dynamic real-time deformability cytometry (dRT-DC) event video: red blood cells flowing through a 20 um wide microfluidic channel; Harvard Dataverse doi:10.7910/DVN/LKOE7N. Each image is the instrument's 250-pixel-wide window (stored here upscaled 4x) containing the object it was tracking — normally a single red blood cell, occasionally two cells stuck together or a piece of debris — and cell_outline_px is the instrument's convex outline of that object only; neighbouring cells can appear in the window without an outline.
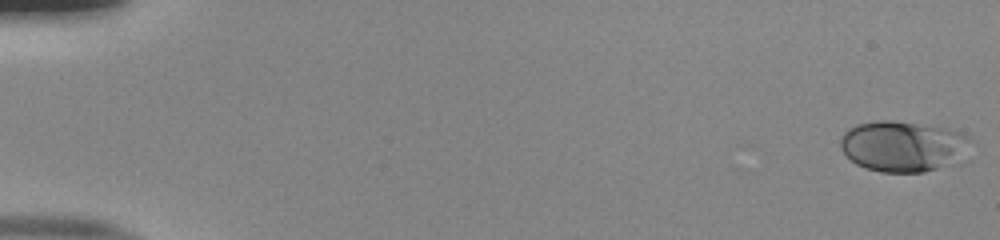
{"species": "human", "species_latin": "Homo sapiens", "temperature_condition": "room temperature", "stored_images_in_passage": 52, "camera_frame_rate_fps": 3000, "um_per_image_px": 0.085, "donor": {"sex": "male"}, "frame": {"image": 1, "passage_image": 1, "time_ms": 0.0, "image_size_px": [1000, 240], "cell_outline_px": [[968, 140], [936, 168], [924, 172], [880, 172], [864, 168], [856, 164], [840, 148], [840, 140], [844, 132], [848, 128], [856, 124], [876, 120], [892, 120], [948, 128], [960, 132], [968, 136]], "centroid_in_image_um": [76.49, 12.38], "position_along_channel_um": 8.5, "area_um2": 36.65}}
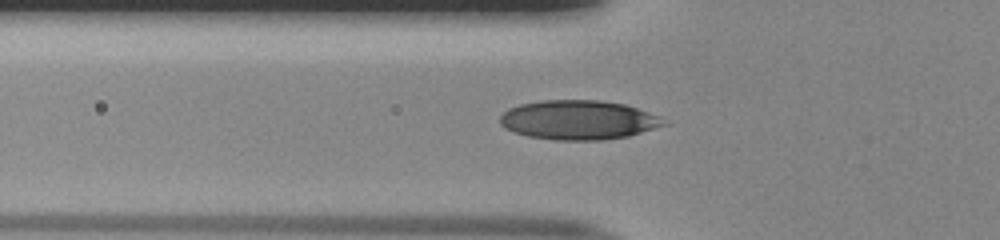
{"frame": {"image": 2, "passage_image": 19, "time_ms": 6.0, "image_size_px": [1000, 240], "cell_outline_px": [[668, 124], [628, 136], [600, 140], [556, 140], [528, 136], [504, 128], [500, 124], [500, 116], [508, 108], [520, 104], [540, 100], [600, 100], [624, 104], [660, 116]], "centroid_in_image_um": [49.15, 10.19], "position_along_channel_um": 76.7, "area_um2": 37.45}}
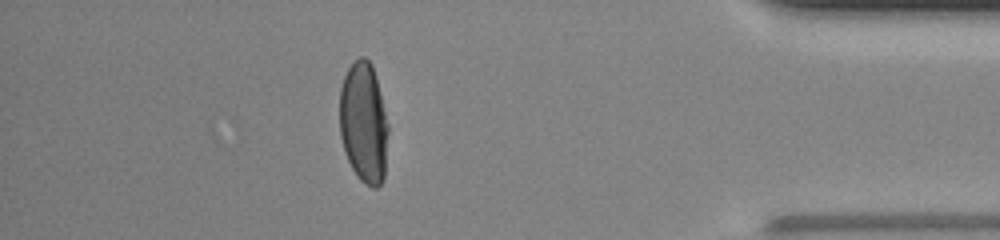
{"frame": {"image": 3, "passage_image": 46, "time_ms": 15.0, "image_size_px": [1000, 240], "cell_outline_px": [[388, 132], [384, 180], [376, 188], [372, 188], [364, 184], [360, 180], [352, 168], [344, 152], [340, 136], [340, 88], [344, 76], [348, 68], [360, 56], [364, 56], [372, 64], [376, 76], [388, 124]], "centroid_in_image_um": [30.92, 10.45], "position_along_channel_um": 404.3, "area_um2": 34.45}, "authors_computed_cell_mechanics": {"area_um2": 36.0094, "velocity_mm_per_s": 4.0218, "shape_relaxation_time_tau1_ms": 5.5459, "shape_relaxation_time_tau2_ms": null, "deformation_change_tau1": 0.2183, "deformation_change_tau2": null}}